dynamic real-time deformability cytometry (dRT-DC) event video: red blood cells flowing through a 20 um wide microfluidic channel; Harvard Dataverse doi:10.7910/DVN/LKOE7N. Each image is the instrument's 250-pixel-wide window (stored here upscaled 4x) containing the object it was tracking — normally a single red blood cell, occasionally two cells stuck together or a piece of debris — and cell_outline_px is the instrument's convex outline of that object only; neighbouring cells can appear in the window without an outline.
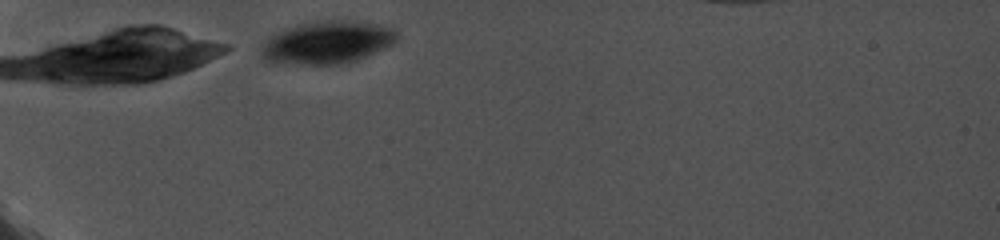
{"species": "common noctule bat (a hibernating species)", "species_latin": "Nyctalus noctula", "temperature_condition": "cold", "stored_images_in_passage": 6, "camera_frame_rate_fps": 5000, "um_per_image_px": 0.085, "animal": {"sex": "female", "body_mass_g": 19.0, "forearm_length_mm": 56.7}, "frame": {"image": 1, "passage_image": 1, "time_ms": 0.0, "image_size_px": [1000, 240], "cell_outline_px": [[396, 40], [392, 44], [360, 60], [344, 64], [272, 64], [260, 60], [260, 44], [268, 36], [276, 32], [300, 24], [316, 20], [352, 20], [376, 24], [396, 28]], "centroid_in_image_um": [27.73, 3.62], "position_along_channel_um": 57.3, "area_um2": 34.62}}